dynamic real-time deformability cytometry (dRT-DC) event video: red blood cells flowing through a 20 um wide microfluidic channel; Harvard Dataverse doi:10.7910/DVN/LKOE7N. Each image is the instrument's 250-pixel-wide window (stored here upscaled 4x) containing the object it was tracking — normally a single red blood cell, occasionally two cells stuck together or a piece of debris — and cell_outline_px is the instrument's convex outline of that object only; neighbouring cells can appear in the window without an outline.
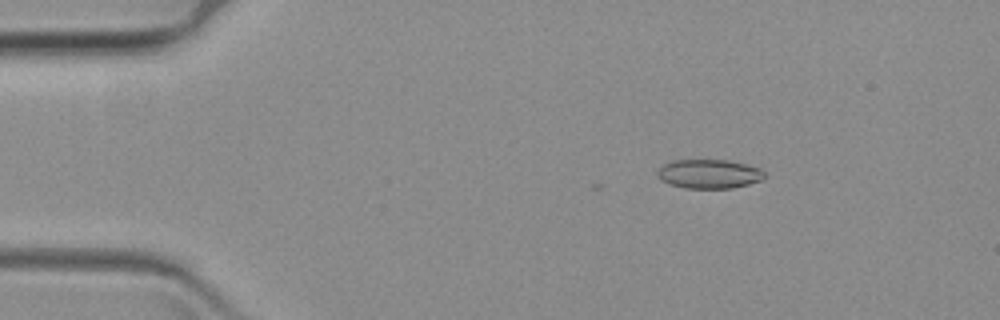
{"species": "common noctule bat (a hibernating species)", "species_latin": "Nyctalus noctula", "temperature_condition": "warm", "stored_images_in_passage": 55, "camera_frame_rate_fps": 3000, "um_per_image_px": 0.085, "animal": {"sex": "female", "body_mass_g": 19.3, "forearm_length_mm": 54.1}, "frame": {"image": 1, "passage_image": 2, "time_ms": 0.333, "image_size_px": [1000, 320], "cell_outline_px": [[768, 176], [764, 180], [732, 188], [684, 188], [668, 184], [660, 180], [656, 176], [656, 172], [664, 164], [672, 160], [728, 160], [760, 168]], "centroid_in_image_um": [60.27, 14.79], "position_along_channel_um": 24.7, "area_um2": 18.38}}
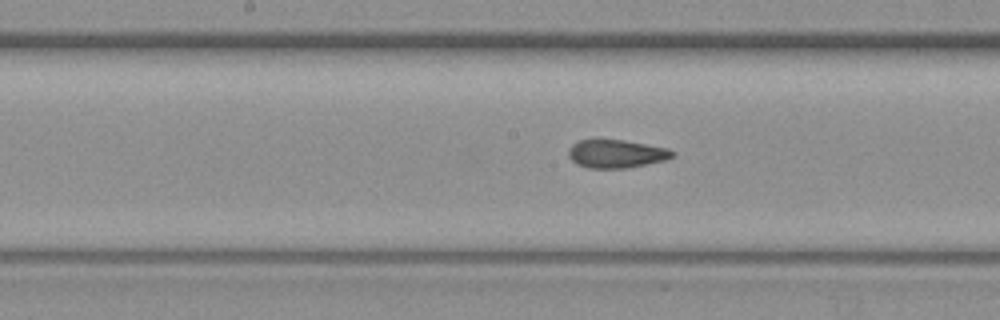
{"frame": {"image": 2, "passage_image": 24, "time_ms": 7.667, "image_size_px": [1000, 320], "cell_outline_px": [[676, 156], [668, 160], [624, 168], [588, 168], [576, 164], [568, 156], [568, 148], [572, 144], [580, 140], [624, 140], [668, 148], [676, 152]], "centroid_in_image_um": [52.41, 13.07], "position_along_channel_um": 195.8, "area_um2": 17.22}}
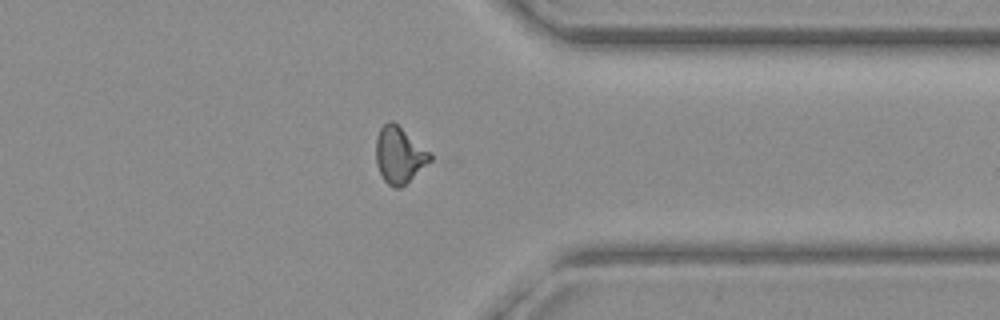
{"frame": {"image": 3, "passage_image": 41, "time_ms": 13.333, "image_size_px": [1000, 320], "cell_outline_px": [[432, 160], [400, 188], [396, 188], [388, 184], [384, 180], [376, 164], [376, 136], [380, 128], [388, 120], [392, 120], [432, 152]], "centroid_in_image_um": [33.95, 13.15], "position_along_channel_um": 377.5, "area_um2": 17.86}}